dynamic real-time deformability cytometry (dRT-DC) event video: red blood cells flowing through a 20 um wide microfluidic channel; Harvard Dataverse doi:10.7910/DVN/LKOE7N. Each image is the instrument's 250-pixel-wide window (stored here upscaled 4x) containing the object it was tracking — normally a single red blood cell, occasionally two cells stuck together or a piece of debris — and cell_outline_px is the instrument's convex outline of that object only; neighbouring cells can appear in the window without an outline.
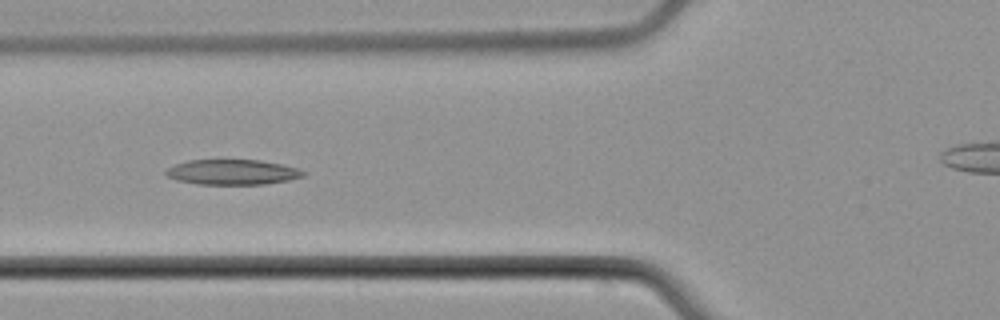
{"species": "common noctule bat (a hibernating species)", "species_latin": "Nyctalus noctula", "temperature_condition": "cold", "stored_images_in_passage": 8, "segment_of_instrument_passage": [1, 2], "camera_frame_rate_fps": 3000, "um_per_image_px": 0.085, "animal": {"sex": "male", "body_mass_g": 21.5, "forearm_length_mm": 52.0}, "frame": {"image": 1, "passage_image": 6, "time_ms": 6.0, "image_size_px": [1000, 320], "cell_outline_px": [[308, 172], [304, 176], [288, 180], [264, 184], [196, 184], [176, 180], [168, 176], [164, 172], [168, 168], [176, 164], [188, 160], [260, 160], [280, 164], [296, 168]], "centroid_in_image_um": [19.75, 14.63], "position_along_channel_um": 106.0, "area_um2": 20.06}}
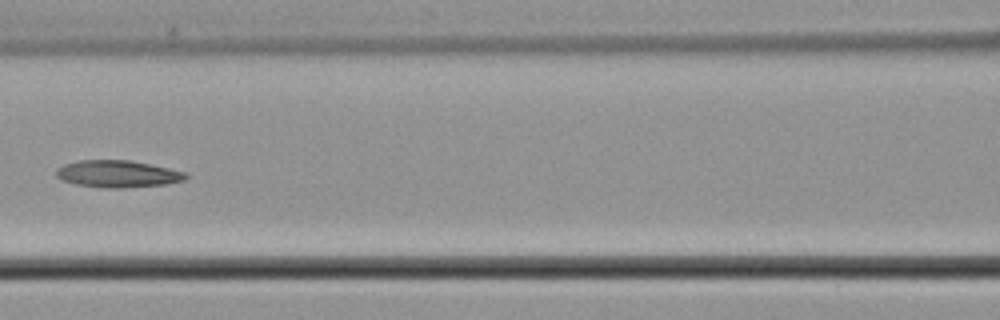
{"frame": {"image": 2, "passage_image": 7, "time_ms": 7.333, "image_size_px": [1000, 320], "cell_outline_px": [[188, 176], [184, 180], [164, 184], [124, 188], [104, 188], [76, 184], [60, 180], [56, 176], [56, 168], [64, 164], [76, 160], [132, 160], [188, 172]], "centroid_in_image_um": [9.98, 14.77], "position_along_channel_um": 156.6, "area_um2": 20.63}}